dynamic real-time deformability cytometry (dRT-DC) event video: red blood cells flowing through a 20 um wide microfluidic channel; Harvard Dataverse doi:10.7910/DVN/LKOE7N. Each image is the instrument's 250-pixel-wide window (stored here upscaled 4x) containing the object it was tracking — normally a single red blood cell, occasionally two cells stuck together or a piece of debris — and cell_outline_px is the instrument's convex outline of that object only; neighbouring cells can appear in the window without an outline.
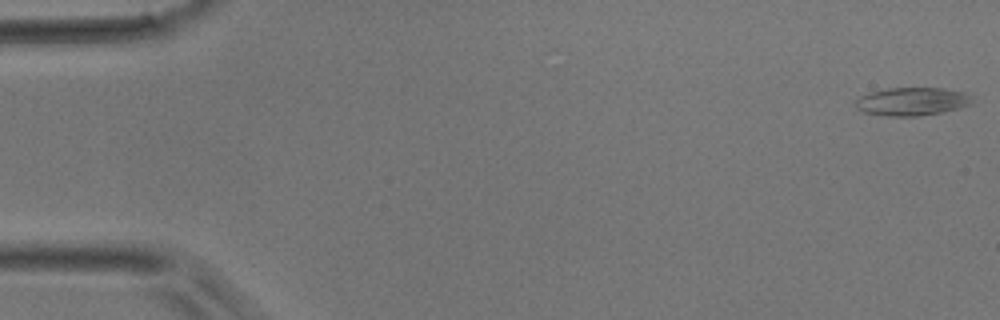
{"species": "common noctule bat (a hibernating species)", "species_latin": "Nyctalus noctula", "temperature_condition": "room temperature", "stored_images_in_passage": 48, "camera_frame_rate_fps": 3000, "um_per_image_px": 0.085, "animal": {"sex": "male", "body_mass_g": 17.9}, "frame": {"image": 1, "passage_image": 1, "time_ms": 0.0, "image_size_px": [1000, 320], "cell_outline_px": [[972, 104], [960, 108], [920, 116], [888, 116], [864, 112], [856, 108], [852, 104], [860, 96], [868, 92], [888, 88], [944, 88], [964, 92], [972, 100]], "centroid_in_image_um": [77.47, 8.62], "position_along_channel_um": 7.5, "area_um2": 19.19}}
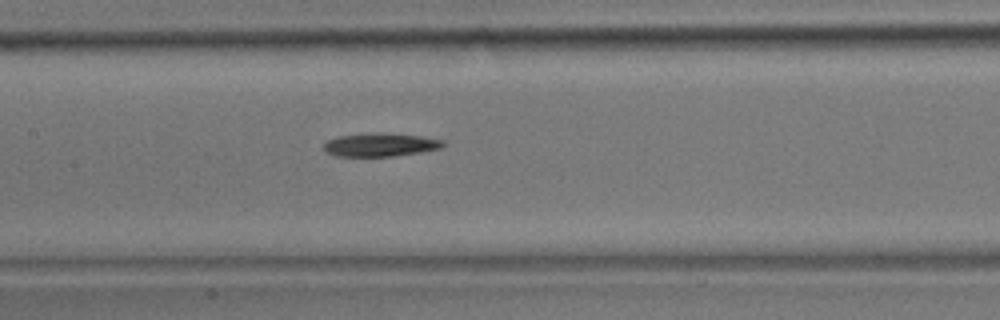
{"frame": {"image": 2, "passage_image": 23, "time_ms": 7.333, "image_size_px": [1000, 320], "cell_outline_px": [[444, 148], [420, 152], [392, 156], [336, 156], [324, 152], [324, 144], [328, 140], [340, 136], [380, 132], [420, 136], [444, 140]], "centroid_in_image_um": [32.35, 12.31], "position_along_channel_um": 175.1, "area_um2": 16.18}}
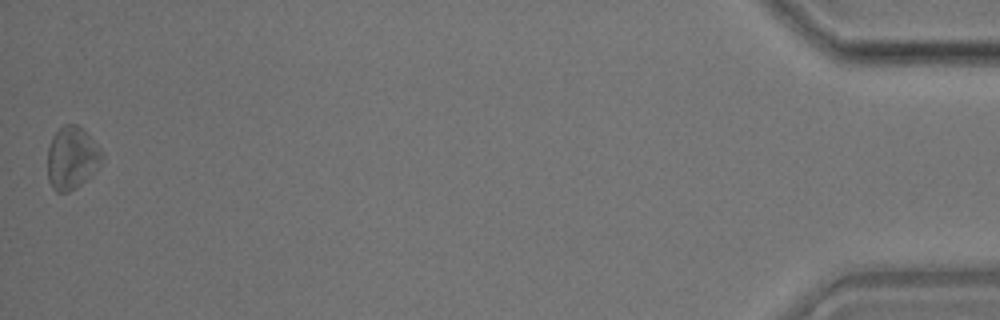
{"frame": {"image": 3, "passage_image": 48, "time_ms": 15.667, "image_size_px": [1000, 320], "cell_outline_px": [[104, 156], [96, 168], [76, 188], [68, 192], [56, 192], [52, 188], [48, 180], [48, 144], [52, 136], [64, 124], [76, 124], [100, 148]], "centroid_in_image_um": [6.06, 13.43], "position_along_channel_um": 429.1, "area_um2": 19.48}}